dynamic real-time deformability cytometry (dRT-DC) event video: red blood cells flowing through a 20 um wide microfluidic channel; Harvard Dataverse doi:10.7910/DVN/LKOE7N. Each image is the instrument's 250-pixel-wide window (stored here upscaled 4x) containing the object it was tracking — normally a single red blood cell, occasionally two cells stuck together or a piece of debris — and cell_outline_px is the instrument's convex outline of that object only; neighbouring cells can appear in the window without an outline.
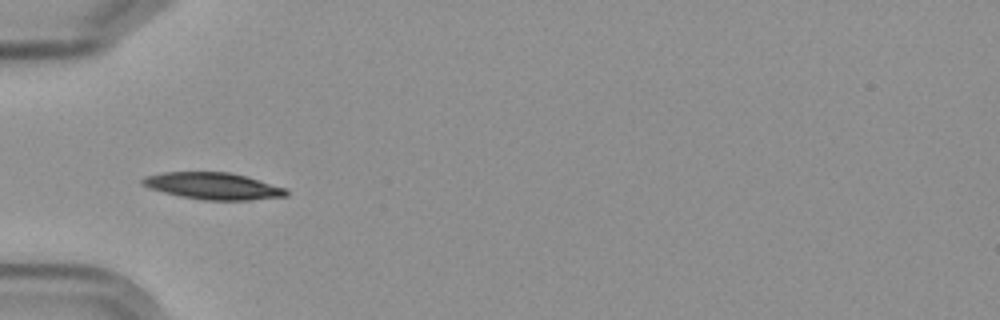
{"species": "Egyptian fruit bat (a non-hibernating species)", "species_latin": "Rousettus aegyptiacus", "temperature_condition": "cold", "stored_images_in_passage": 6, "camera_frame_rate_fps": 3000, "um_per_image_px": 0.085, "frame": {"image": 1, "passage_image": 6, "time_ms": 5.667, "image_size_px": [1000, 320], "cell_outline_px": [[288, 196], [248, 200], [204, 200], [180, 196], [148, 188], [140, 184], [140, 180], [144, 176], [164, 172], [228, 172], [244, 176], [288, 188]], "centroid_in_image_um": [18.09, 15.81], "position_along_channel_um": 66.9, "area_um2": 22.48}}